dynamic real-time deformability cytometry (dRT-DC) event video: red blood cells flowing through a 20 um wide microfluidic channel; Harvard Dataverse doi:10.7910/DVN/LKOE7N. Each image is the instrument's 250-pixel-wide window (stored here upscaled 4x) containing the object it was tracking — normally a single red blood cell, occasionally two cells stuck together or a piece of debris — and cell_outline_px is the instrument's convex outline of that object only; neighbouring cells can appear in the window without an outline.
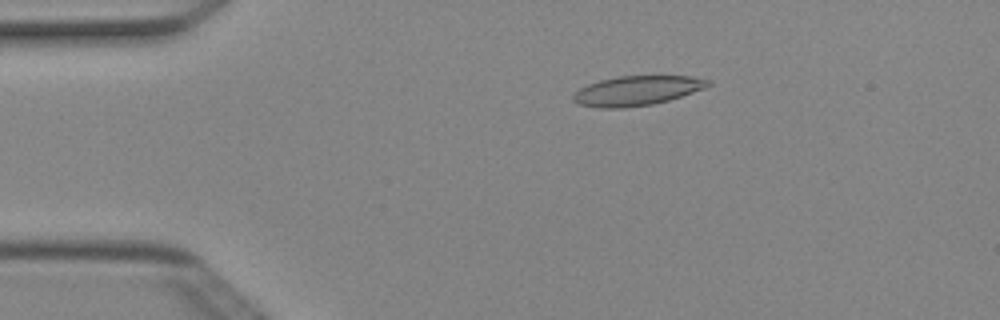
{"species": "Egyptian fruit bat (a non-hibernating species)", "species_latin": "Rousettus aegyptiacus", "temperature_condition": "cold", "stored_images_in_passage": 4, "camera_frame_rate_fps": 3000, "um_per_image_px": 0.085, "animal": {"sex": "female"}, "frame": {"image": 1, "passage_image": 3, "time_ms": 0.667, "image_size_px": [1000, 320], "cell_outline_px": [[712, 84], [704, 88], [668, 100], [652, 104], [624, 108], [596, 108], [580, 104], [572, 100], [572, 96], [580, 88], [588, 84], [600, 80], [616, 76], [692, 76], [712, 80]], "centroid_in_image_um": [54.13, 7.7], "position_along_channel_um": 30.9, "area_um2": 23.24}}